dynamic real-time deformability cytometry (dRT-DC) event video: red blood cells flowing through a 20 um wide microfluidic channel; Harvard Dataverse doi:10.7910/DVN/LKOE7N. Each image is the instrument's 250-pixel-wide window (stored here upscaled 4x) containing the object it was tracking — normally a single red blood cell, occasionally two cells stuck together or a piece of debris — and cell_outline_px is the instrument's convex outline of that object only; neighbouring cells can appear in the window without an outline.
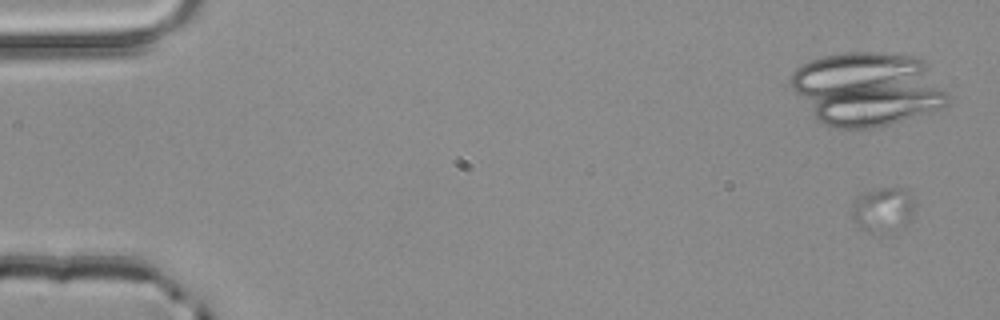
{"species": "common noctule bat (a hibernating species)", "species_latin": "Nyctalus noctula", "temperature_condition": "room temperature", "stored_images_in_passage": 3, "camera_frame_rate_fps": 3000, "um_per_image_px": 0.085, "animal": {"sex": "male", "body_mass_g": 20.4}, "frame": {"image": 1, "passage_image": 1, "time_ms": 0.0, "image_size_px": [1000, 320], "cell_outline_px": [[916, 204], [912, 216], [904, 224], [884, 232], [868, 232], [856, 224], [852, 216], [852, 200], [856, 196], [876, 188], [904, 188], [916, 196]], "centroid_in_image_um": [75.07, 17.76], "position_along_channel_um": 9.9, "area_um2": 16.53}}